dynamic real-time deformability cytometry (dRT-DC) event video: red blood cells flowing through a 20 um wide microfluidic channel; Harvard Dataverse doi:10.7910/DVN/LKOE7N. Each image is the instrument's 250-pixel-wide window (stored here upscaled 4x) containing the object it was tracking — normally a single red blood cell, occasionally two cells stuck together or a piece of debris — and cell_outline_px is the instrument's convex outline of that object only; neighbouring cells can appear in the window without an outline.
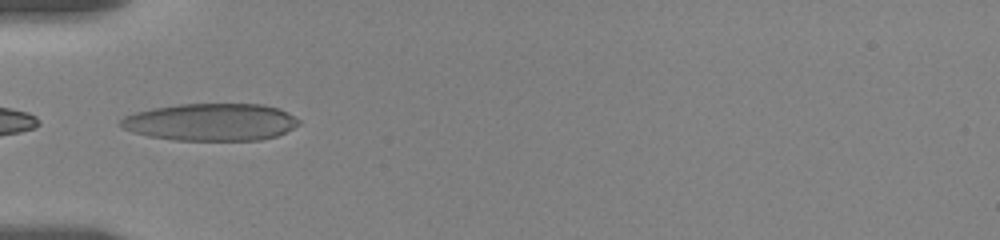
{"species": "human", "species_latin": "Homo sapiens", "temperature_condition": "room temperature", "stored_images_in_passage": 39, "camera_frame_rate_fps": 3000, "um_per_image_px": 0.085, "donor": {"sex": "female"}, "frame": {"image": 1, "passage_image": 1, "time_ms": 0.0, "image_size_px": [1000, 240], "cell_outline_px": [[300, 124], [276, 136], [260, 140], [172, 140], [148, 136], [132, 132], [124, 128], [120, 124], [120, 120], [124, 116], [136, 112], [156, 108], [180, 104], [264, 104], [280, 108], [288, 112], [300, 120]], "centroid_in_image_um": [17.95, 10.37], "position_along_channel_um": 67.0, "area_um2": 38.73}}
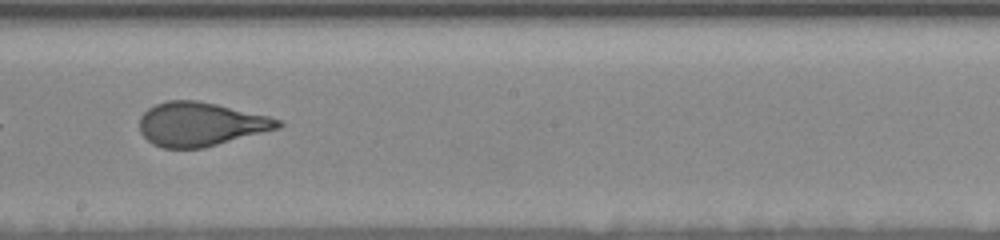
{"frame": {"image": 2, "passage_image": 15, "time_ms": 4.667, "image_size_px": [1000, 240], "cell_outline_px": [[284, 124], [280, 128], [204, 148], [164, 148], [152, 144], [140, 132], [140, 116], [148, 108], [156, 104], [168, 100], [196, 100], [216, 104], [268, 116], [284, 120]], "centroid_in_image_um": [17.06, 10.56], "position_along_channel_um": 231.1, "area_um2": 35.43}}
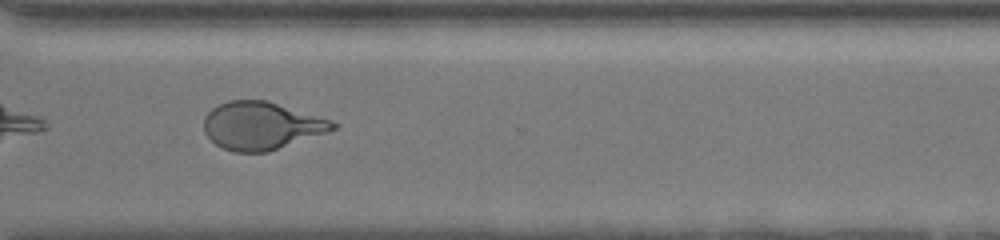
{"frame": {"image": 3, "passage_image": 25, "time_ms": 8.0, "image_size_px": [1000, 240], "cell_outline_px": [[340, 124], [336, 128], [328, 132], [268, 152], [236, 152], [224, 148], [216, 144], [204, 132], [204, 116], [212, 108], [228, 100], [268, 100], [332, 120]], "centroid_in_image_um": [22.24, 10.68], "position_along_channel_um": 348.4, "area_um2": 35.95}, "authors_computed_cell_mechanics": {"area_um2": 36.3562, "velocity_mm_per_s": 3.5245, "shape_relaxation_time_tau1_ms": 4.7445, "shape_relaxation_time_tau2_ms": 0.8465, "deformation_change_tau1": 0.1936, "deformation_change_tau2": 0.0895}}